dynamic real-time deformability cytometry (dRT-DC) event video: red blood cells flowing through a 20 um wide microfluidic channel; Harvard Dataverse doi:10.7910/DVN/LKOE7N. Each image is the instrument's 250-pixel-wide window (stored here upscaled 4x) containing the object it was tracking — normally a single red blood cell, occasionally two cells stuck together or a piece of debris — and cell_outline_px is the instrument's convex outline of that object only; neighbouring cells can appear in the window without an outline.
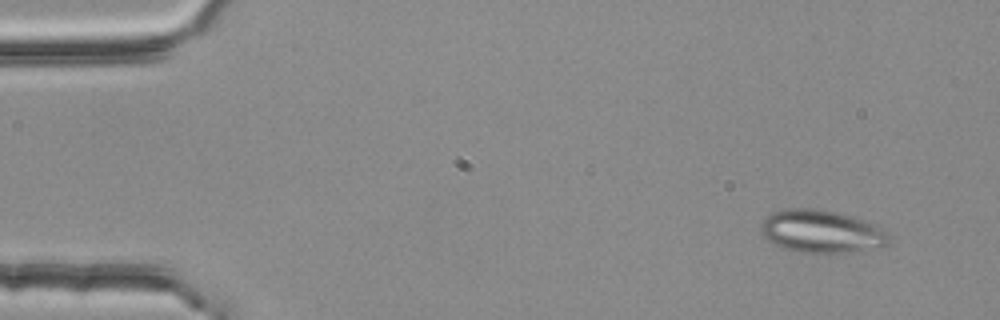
{"species": "common noctule bat (a hibernating species)", "species_latin": "Nyctalus noctula", "temperature_condition": "room temperature", "stored_images_in_passage": 4, "camera_frame_rate_fps": 3000, "um_per_image_px": 0.085, "animal": {"sex": "female", "body_mass_g": 25.1}, "frame": {"image": 1, "passage_image": 1, "time_ms": 0.0, "image_size_px": [1000, 320], "cell_outline_px": [[892, 236], [888, 244], [880, 248], [848, 252], [800, 252], [784, 248], [768, 240], [764, 236], [760, 228], [760, 224], [772, 212], [788, 208], [816, 208], [836, 212], [876, 224], [884, 228]], "centroid_in_image_um": [69.88, 19.67], "position_along_channel_um": 15.1, "area_um2": 31.96}}